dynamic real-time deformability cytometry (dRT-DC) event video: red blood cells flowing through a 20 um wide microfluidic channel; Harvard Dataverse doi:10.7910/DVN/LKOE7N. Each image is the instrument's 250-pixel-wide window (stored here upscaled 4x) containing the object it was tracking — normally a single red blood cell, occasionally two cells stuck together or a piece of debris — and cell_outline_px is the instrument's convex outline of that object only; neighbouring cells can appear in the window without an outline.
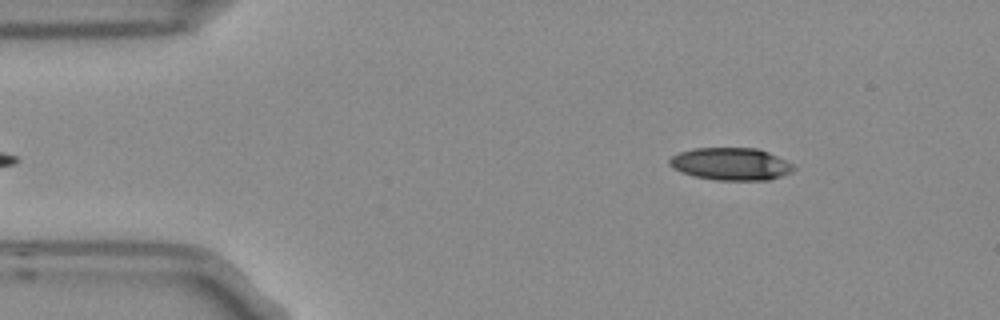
{"species": "Egyptian fruit bat (a non-hibernating species)", "species_latin": "Rousettus aegyptiacus", "temperature_condition": "room temperature", "stored_images_in_passage": 2, "camera_frame_rate_fps": 3000, "um_per_image_px": 0.085, "frame": {"image": 1, "passage_image": 2, "time_ms": 0.333, "image_size_px": [1000, 320], "cell_outline_px": [[796, 168], [792, 172], [768, 180], [716, 180], [696, 176], [684, 172], [668, 164], [668, 160], [672, 156], [680, 152], [692, 148], [756, 148], [768, 152], [796, 164]], "centroid_in_image_um": [62.18, 13.93], "position_along_channel_um": 22.8, "area_um2": 23.41}}